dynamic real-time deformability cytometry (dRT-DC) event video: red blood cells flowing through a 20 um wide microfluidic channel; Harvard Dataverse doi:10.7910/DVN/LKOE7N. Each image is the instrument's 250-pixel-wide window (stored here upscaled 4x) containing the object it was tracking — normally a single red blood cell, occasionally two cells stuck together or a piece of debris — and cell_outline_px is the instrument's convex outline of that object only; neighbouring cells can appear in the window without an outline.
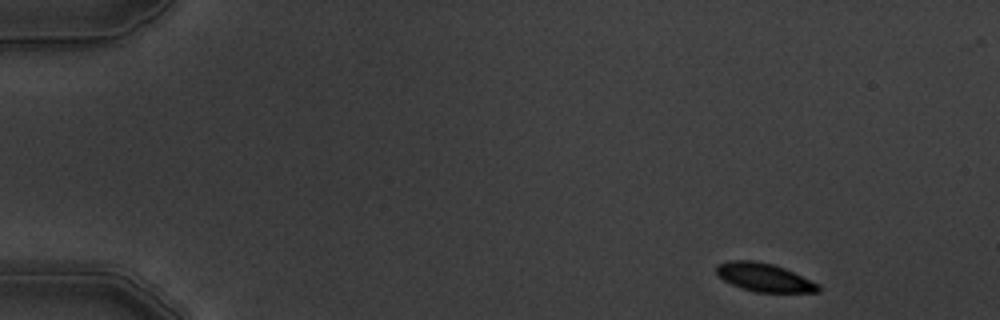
{"species": "common noctule bat (a hibernating species)", "species_latin": "Nyctalus noctula", "temperature_condition": "warm", "stored_images_in_passage": 4, "camera_frame_rate_fps": 3000, "um_per_image_px": 0.085, "animal": {"sex": "male", "body_mass_g": 19.5, "forearm_length_mm": 54.6}, "frame": {"image": 1, "passage_image": 1, "time_ms": 0.0, "image_size_px": [1000, 320], "cell_outline_px": [[820, 292], [756, 292], [732, 284], [724, 280], [716, 272], [716, 264], [728, 260], [752, 260], [772, 264], [784, 268], [820, 284]], "centroid_in_image_um": [64.96, 23.57], "position_along_channel_um": 20.0, "area_um2": 16.7}}
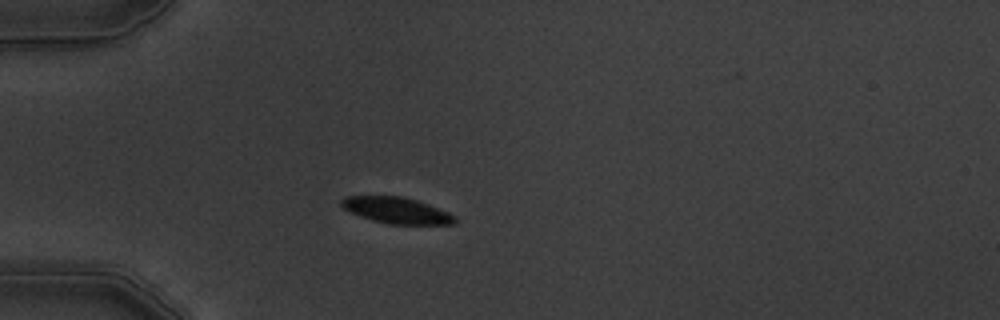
{"frame": {"image": 2, "passage_image": 3, "time_ms": 3.333, "image_size_px": [1000, 320], "cell_outline_px": [[456, 224], [388, 224], [372, 220], [360, 216], [344, 208], [340, 204], [340, 200], [344, 196], [404, 196], [428, 204], [448, 212], [456, 216]], "centroid_in_image_um": [33.71, 17.88], "position_along_channel_um": 51.3, "area_um2": 17.28}}